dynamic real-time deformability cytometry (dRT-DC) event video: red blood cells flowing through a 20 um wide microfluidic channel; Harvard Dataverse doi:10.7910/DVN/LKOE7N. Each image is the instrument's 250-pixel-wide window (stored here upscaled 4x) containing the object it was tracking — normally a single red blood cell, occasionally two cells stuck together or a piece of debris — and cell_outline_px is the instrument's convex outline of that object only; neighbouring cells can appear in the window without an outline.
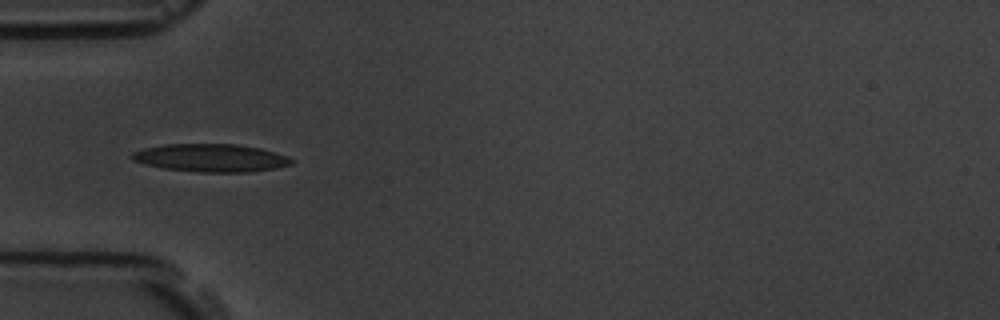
{"species": "common noctule bat (a hibernating species)", "species_latin": "Nyctalus noctula", "temperature_condition": "room temperature", "stored_images_in_passage": 10, "camera_frame_rate_fps": 3000, "um_per_image_px": 0.085, "animal": {"sex": "male", "body_mass_g": 19.5, "forearm_length_mm": 54.6}, "frame": {"image": 1, "passage_image": 5, "time_ms": 4.667, "image_size_px": [1000, 320], "cell_outline_px": [[296, 160], [292, 164], [276, 168], [248, 172], [200, 172], [164, 168], [132, 160], [132, 152], [144, 148], [164, 144], [236, 144], [260, 148], [276, 152], [288, 156]], "centroid_in_image_um": [17.98, 13.41], "position_along_channel_um": 67.0, "area_um2": 25.89}}
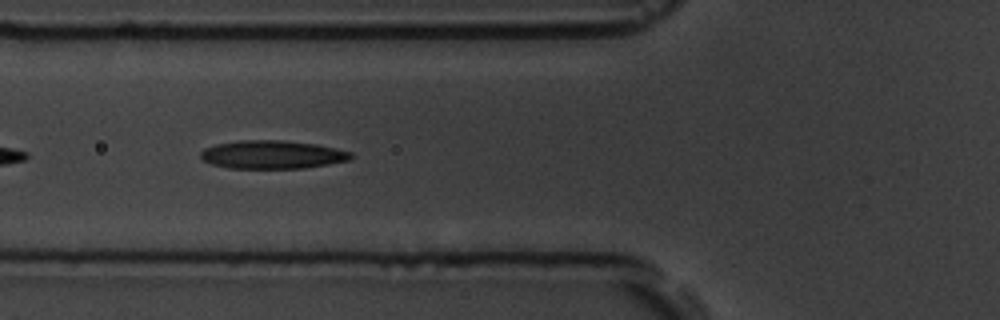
{"frame": {"image": 2, "passage_image": 6, "time_ms": 5.667, "image_size_px": [1000, 320], "cell_outline_px": [[352, 156], [348, 160], [328, 164], [304, 168], [228, 168], [212, 164], [204, 160], [200, 156], [200, 152], [204, 148], [216, 144], [236, 140], [284, 140], [316, 144], [336, 148], [352, 152]], "centroid_in_image_um": [23.12, 13.13], "position_along_channel_um": 102.7, "area_um2": 24.8}}
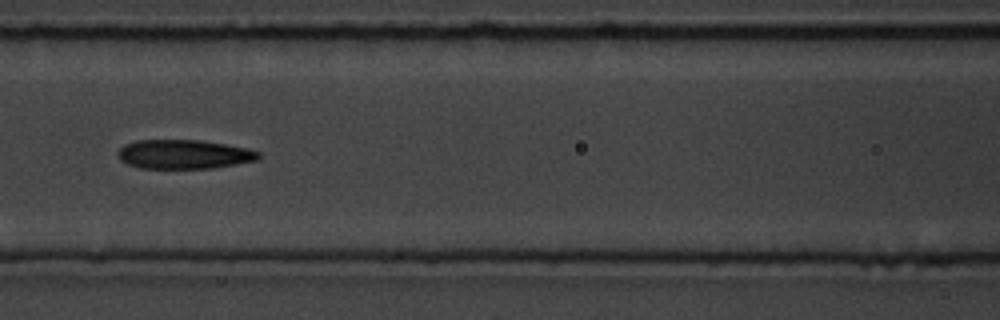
{"frame": {"image": 3, "passage_image": 7, "time_ms": 7.0, "image_size_px": [1000, 320], "cell_outline_px": [[260, 160], [212, 168], [140, 168], [128, 164], [120, 160], [116, 152], [124, 144], [136, 140], [200, 140], [248, 148], [260, 152]], "centroid_in_image_um": [15.63, 13.11], "position_along_channel_um": 151.0, "area_um2": 23.99}}